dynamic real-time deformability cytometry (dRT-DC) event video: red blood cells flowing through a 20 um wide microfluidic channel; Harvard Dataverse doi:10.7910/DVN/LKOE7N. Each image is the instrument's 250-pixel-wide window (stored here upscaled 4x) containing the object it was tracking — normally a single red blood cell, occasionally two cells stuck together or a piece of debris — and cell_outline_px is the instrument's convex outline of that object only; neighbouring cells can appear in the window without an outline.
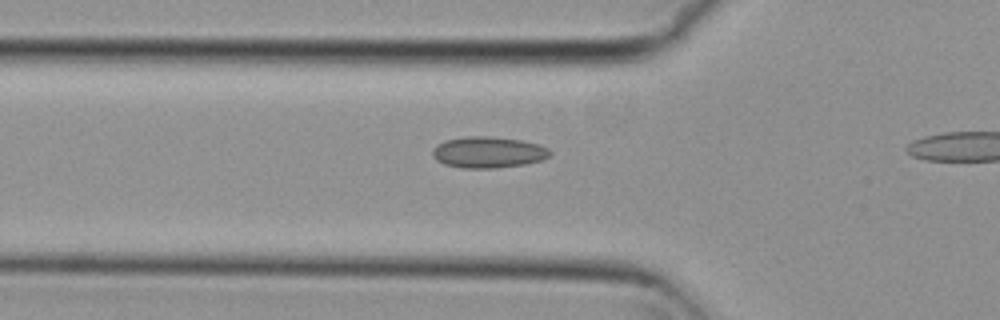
{"species": "common noctule bat (a hibernating species)", "species_latin": "Nyctalus noctula", "temperature_condition": "cold", "stored_images_in_passage": 4, "camera_frame_rate_fps": 3000, "um_per_image_px": 0.085, "animal": {"sex": "female", "body_mass_g": 29.2, "forearm_length_mm": 56.3}, "frame": {"image": 1, "passage_image": 2, "time_ms": 0.333, "image_size_px": [1000, 320], "cell_outline_px": [[552, 152], [544, 160], [524, 164], [496, 168], [464, 168], [444, 164], [436, 160], [432, 156], [432, 148], [436, 144], [444, 140], [468, 136], [488, 136], [520, 140], [540, 144], [548, 148]], "centroid_in_image_um": [41.48, 12.94], "position_along_channel_um": 84.3, "area_um2": 21.56}}